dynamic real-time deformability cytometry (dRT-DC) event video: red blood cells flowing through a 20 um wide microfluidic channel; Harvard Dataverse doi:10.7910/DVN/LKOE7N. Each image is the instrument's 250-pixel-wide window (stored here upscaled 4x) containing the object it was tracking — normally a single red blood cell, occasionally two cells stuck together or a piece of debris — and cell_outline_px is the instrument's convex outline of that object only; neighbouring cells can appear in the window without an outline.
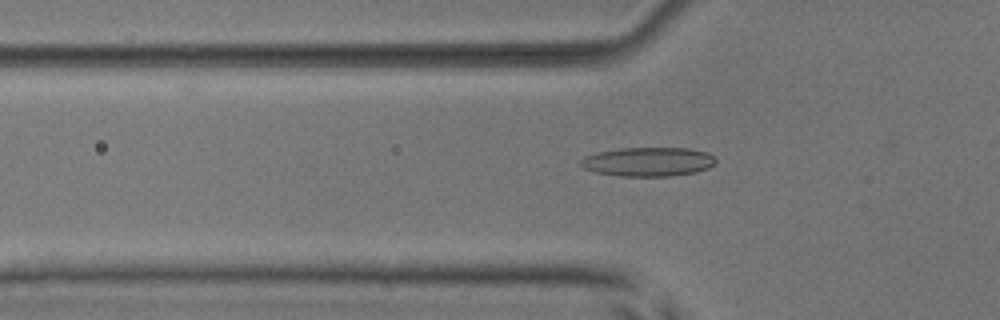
{"species": "common noctule bat (a hibernating species)", "species_latin": "Nyctalus noctula", "temperature_condition": "room temperature", "stored_images_in_passage": 38, "camera_frame_rate_fps": 3000, "um_per_image_px": 0.085, "animal": {"sex": "male", "body_mass_g": 17.9, "forearm_length_mm": 54.2}, "frame": {"image": 1, "passage_image": 2, "time_ms": 0.333, "image_size_px": [1000, 320], "cell_outline_px": [[716, 164], [708, 168], [696, 172], [672, 176], [620, 176], [596, 172], [584, 168], [580, 164], [580, 160], [584, 156], [600, 152], [620, 148], [688, 148], [708, 152], [716, 156]], "centroid_in_image_um": [55.15, 13.75], "position_along_channel_um": 70.7, "area_um2": 23.0}}
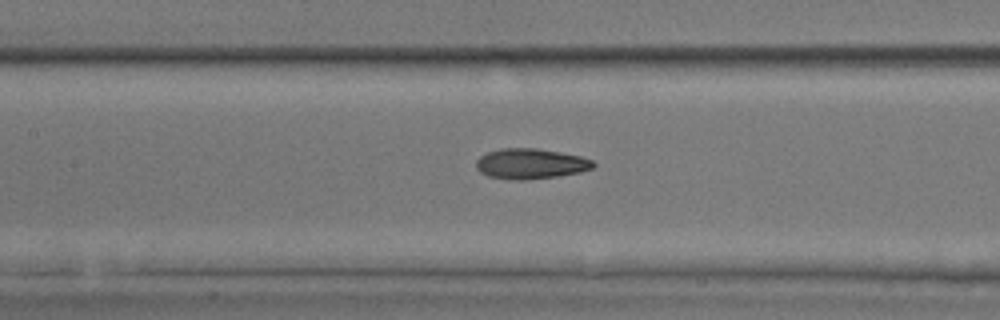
{"frame": {"image": 2, "passage_image": 9, "time_ms": 2.667, "image_size_px": [1000, 320], "cell_outline_px": [[596, 164], [592, 168], [580, 172], [556, 176], [524, 180], [508, 180], [488, 176], [480, 172], [476, 168], [476, 160], [480, 156], [488, 152], [500, 148], [536, 148], [560, 152], [580, 156], [592, 160]], "centroid_in_image_um": [45.07, 13.92], "position_along_channel_um": 162.3, "area_um2": 20.75}}
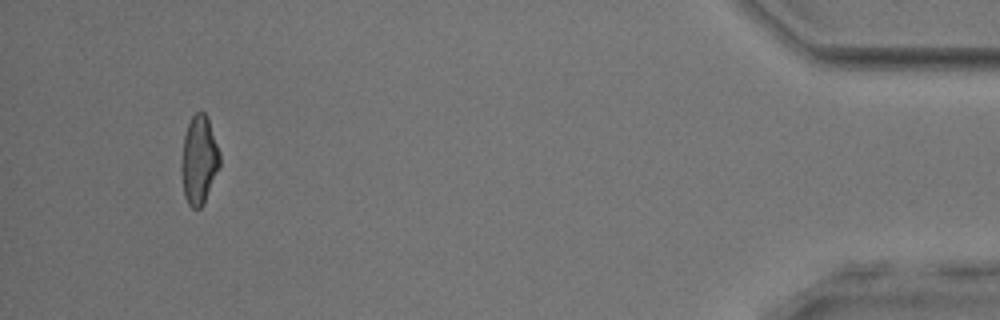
{"frame": {"image": 3, "passage_image": 34, "time_ms": 11.0, "image_size_px": [1000, 320], "cell_outline_px": [[220, 164], [204, 204], [200, 208], [192, 208], [188, 204], [184, 196], [180, 168], [180, 164], [184, 136], [188, 124], [192, 116], [196, 112], [204, 112], [208, 120], [220, 152]], "centroid_in_image_um": [16.9, 13.63], "position_along_channel_um": 418.3, "area_um2": 19.77}, "authors_computed_cell_mechanics": {"area_um2": 19.9699, "velocity_mm_per_s": 3.9229, "shape_relaxation_time_tau1_ms": 4.9593, "shape_relaxation_time_tau2_ms": 2.9606, "deformation_change_tau1": 0.1567, "deformation_change_tau2": 0.1049}}